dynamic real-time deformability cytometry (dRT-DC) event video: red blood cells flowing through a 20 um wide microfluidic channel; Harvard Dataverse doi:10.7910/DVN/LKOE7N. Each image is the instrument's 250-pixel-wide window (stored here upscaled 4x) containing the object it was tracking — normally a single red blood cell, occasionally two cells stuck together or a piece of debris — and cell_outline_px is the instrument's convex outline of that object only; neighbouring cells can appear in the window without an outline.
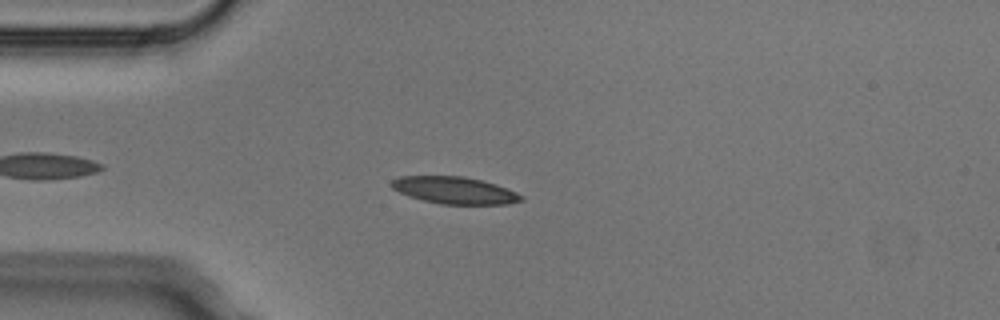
{"species": "Egyptian fruit bat (a non-hibernating species)", "species_latin": "Rousettus aegyptiacus", "temperature_condition": "cold", "stored_images_in_passage": 4, "camera_frame_rate_fps": 3000, "um_per_image_px": 0.085, "animal": {"sex": "male"}, "frame": {"image": 1, "passage_image": 4, "time_ms": 1.0, "image_size_px": [1000, 320], "cell_outline_px": [[524, 200], [508, 204], [440, 204], [408, 196], [392, 188], [388, 184], [392, 180], [400, 176], [464, 176], [496, 184], [516, 192], [524, 196]], "centroid_in_image_um": [38.63, 16.17], "position_along_channel_um": 46.4, "area_um2": 20.46}}